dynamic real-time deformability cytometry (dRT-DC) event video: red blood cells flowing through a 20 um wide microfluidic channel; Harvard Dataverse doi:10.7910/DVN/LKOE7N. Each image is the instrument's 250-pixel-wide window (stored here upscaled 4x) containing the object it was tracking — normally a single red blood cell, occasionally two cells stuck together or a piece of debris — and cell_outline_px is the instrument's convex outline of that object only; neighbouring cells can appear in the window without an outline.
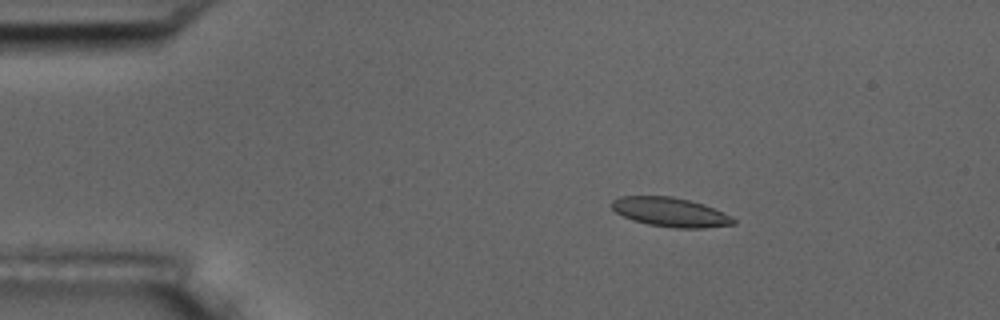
{"species": "common noctule bat (a hibernating species)", "species_latin": "Nyctalus noctula", "temperature_condition": "room temperature", "stored_images_in_passage": 6, "segment_of_instrument_passage": [1, 2], "camera_frame_rate_fps": 3000, "um_per_image_px": 0.085, "animal": {"sex": "male", "body_mass_g": 17.5, "forearm_length_mm": 52.3}, "frame": {"image": 1, "passage_image": 3, "time_ms": 3.0, "image_size_px": [1000, 320], "cell_outline_px": [[736, 224], [704, 228], [676, 228], [648, 224], [632, 220], [616, 212], [612, 208], [612, 200], [620, 196], [672, 196], [704, 204], [732, 216], [736, 220]], "centroid_in_image_um": [57.0, 18.03], "position_along_channel_um": 28.0, "area_um2": 20.69}}